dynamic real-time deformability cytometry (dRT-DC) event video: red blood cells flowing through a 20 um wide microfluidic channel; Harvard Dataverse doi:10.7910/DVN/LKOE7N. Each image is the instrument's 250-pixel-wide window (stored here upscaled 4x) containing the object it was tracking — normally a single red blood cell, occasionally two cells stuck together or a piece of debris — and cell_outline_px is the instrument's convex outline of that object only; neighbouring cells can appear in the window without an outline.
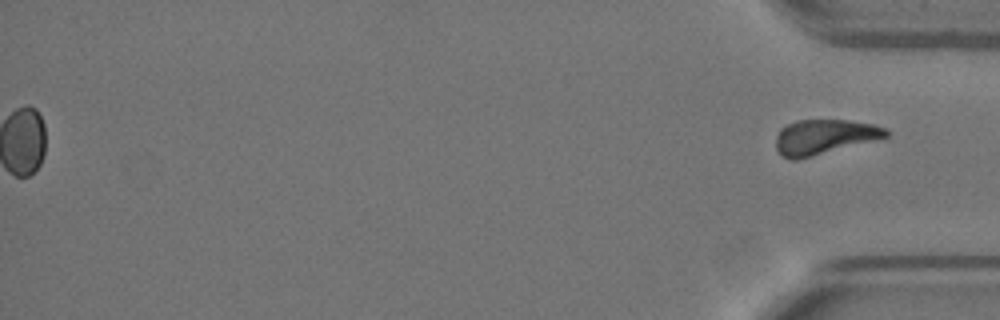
{"species": "Egyptian fruit bat (a non-hibernating species)", "species_latin": "Rousettus aegyptiacus", "temperature_condition": "warm", "stored_images_in_passage": 53, "segment_of_instrument_passage": [2, 2], "camera_frame_rate_fps": 3000, "um_per_image_px": 0.085, "animal": {"sex": "female"}, "frame": {"image": 1, "passage_image": 53, "time_ms": 17.333, "image_size_px": [1000, 320], "cell_outline_px": [[888, 136], [812, 156], [796, 160], [792, 160], [784, 156], [776, 148], [776, 136], [780, 128], [796, 120], [848, 120], [872, 124], [884, 128], [888, 132]], "centroid_in_image_um": [70.01, 11.62], "position_along_channel_um": 365.2, "area_um2": 21.91}}